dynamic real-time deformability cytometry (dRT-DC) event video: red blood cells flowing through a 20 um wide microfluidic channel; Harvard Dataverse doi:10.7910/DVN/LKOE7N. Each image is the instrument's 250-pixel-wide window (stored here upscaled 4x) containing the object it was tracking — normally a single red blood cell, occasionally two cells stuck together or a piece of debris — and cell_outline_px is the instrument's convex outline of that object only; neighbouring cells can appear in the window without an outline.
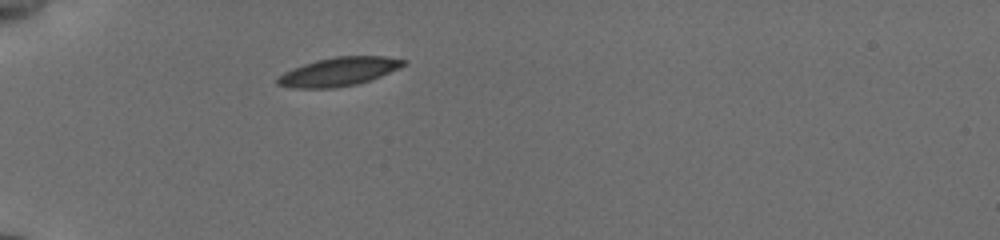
{"species": "common noctule bat (a hibernating species)", "species_latin": "Nyctalus noctula", "temperature_condition": "cold", "stored_images_in_passage": 38, "camera_frame_rate_fps": 3000, "um_per_image_px": 0.085, "animal": {"sex": "female", "body_mass_g": 19.5, "forearm_length_mm": 54.1}, "frame": {"image": 1, "passage_image": 1, "time_ms": 0.0, "image_size_px": [1000, 240], "cell_outline_px": [[408, 60], [404, 64], [380, 76], [356, 84], [332, 88], [292, 88], [276, 84], [276, 80], [284, 72], [292, 68], [316, 60], [336, 56], [384, 56]], "centroid_in_image_um": [28.75, 6.09], "position_along_channel_um": 56.3, "area_um2": 20.69}}
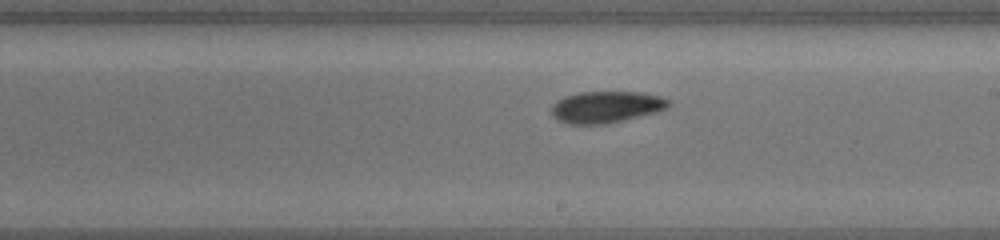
{"frame": {"image": 2, "passage_image": 17, "time_ms": 5.333, "image_size_px": [1000, 240], "cell_outline_px": [[672, 104], [668, 108], [656, 112], [608, 124], [568, 124], [556, 120], [552, 116], [552, 104], [556, 100], [564, 96], [580, 92], [644, 92], [660, 96], [668, 100]], "centroid_in_image_um": [51.51, 9.09], "position_along_channel_um": 237.5, "area_um2": 21.85}}
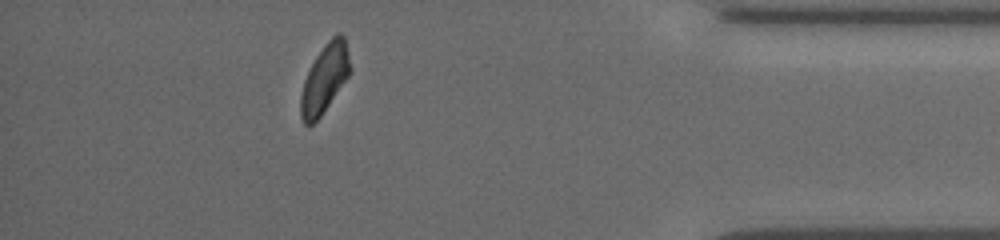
{"frame": {"image": 3, "passage_image": 33, "time_ms": 10.667, "image_size_px": [1000, 240], "cell_outline_px": [[352, 68], [348, 76], [320, 116], [312, 124], [304, 124], [300, 116], [300, 96], [304, 80], [316, 56], [324, 44], [336, 32], [340, 32], [344, 36]], "centroid_in_image_um": [27.59, 6.64], "position_along_channel_um": 407.6, "area_um2": 19.54}, "authors_computed_cell_mechanics": {"area_um2": 20.7502, "velocity_mm_per_s": 3.7924, "shape_relaxation_time_tau1_ms": 2.7236, "shape_relaxation_time_tau2_ms": 6.5307, "deformation_change_tau1": 0.0924, "deformation_change_tau2": 0.1171}}